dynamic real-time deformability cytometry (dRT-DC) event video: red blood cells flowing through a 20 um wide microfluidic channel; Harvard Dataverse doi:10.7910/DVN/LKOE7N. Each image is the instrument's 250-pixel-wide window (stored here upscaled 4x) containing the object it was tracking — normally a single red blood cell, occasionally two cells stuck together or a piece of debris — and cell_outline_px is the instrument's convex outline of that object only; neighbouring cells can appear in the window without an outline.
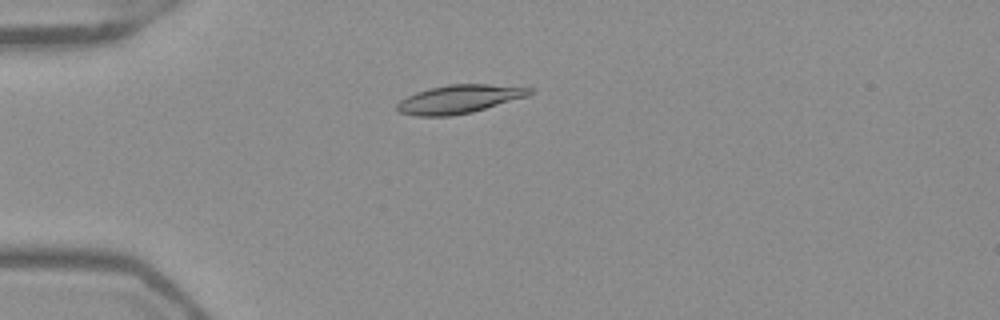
{"species": "Egyptian fruit bat (a non-hibernating species)", "species_latin": "Rousettus aegyptiacus", "temperature_condition": "warm", "stored_images_in_passage": 53, "camera_frame_rate_fps": 3000, "um_per_image_px": 0.085, "frame": {"image": 1, "passage_image": 15, "time_ms": 4.667, "image_size_px": [1000, 320], "cell_outline_px": [[536, 92], [528, 96], [472, 112], [452, 116], [416, 116], [400, 112], [396, 108], [396, 104], [400, 100], [416, 92], [428, 88], [448, 84], [488, 84], [536, 88]], "centroid_in_image_um": [39.07, 8.42], "position_along_channel_um": 45.9, "area_um2": 22.14}}
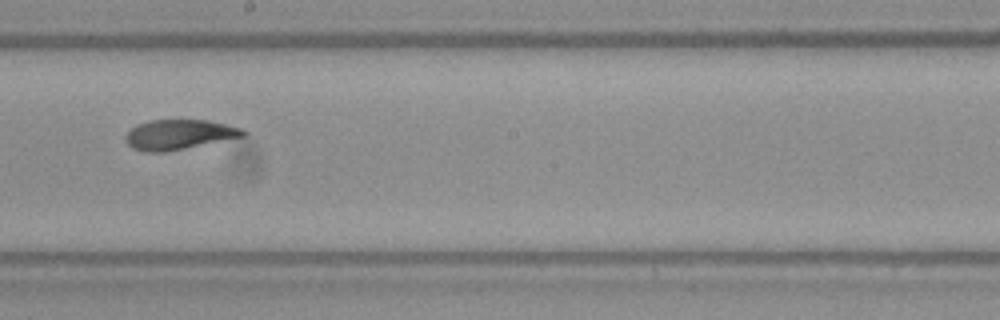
{"frame": {"image": 2, "passage_image": 31, "time_ms": 10.0, "image_size_px": [1000, 320], "cell_outline_px": [[248, 132], [244, 136], [164, 152], [144, 152], [132, 148], [124, 140], [124, 136], [136, 124], [148, 120], [208, 120], [228, 124], [244, 128]], "centroid_in_image_um": [15.21, 11.42], "position_along_channel_um": 233.0, "area_um2": 20.58}}
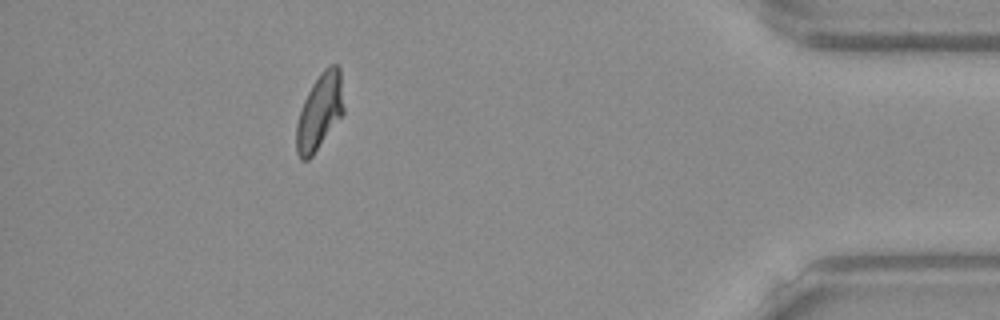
{"frame": {"image": 3, "passage_image": 48, "time_ms": 15.667, "image_size_px": [1000, 320], "cell_outline_px": [[344, 112], [312, 156], [308, 160], [300, 160], [296, 152], [296, 124], [304, 100], [312, 84], [320, 72], [328, 64], [336, 64], [340, 68], [344, 108]], "centroid_in_image_um": [27.16, 9.48], "position_along_channel_um": 408.0, "area_um2": 20.92}, "authors_computed_cell_mechanics": {"area_um2": 20.9236, "velocity_mm_per_s": 3.9353, "shape_relaxation_time_tau1_ms": null, "shape_relaxation_time_tau2_ms": 1.995, "deformation_change_tau1": null, "deformation_change_tau2": 0.0801}}